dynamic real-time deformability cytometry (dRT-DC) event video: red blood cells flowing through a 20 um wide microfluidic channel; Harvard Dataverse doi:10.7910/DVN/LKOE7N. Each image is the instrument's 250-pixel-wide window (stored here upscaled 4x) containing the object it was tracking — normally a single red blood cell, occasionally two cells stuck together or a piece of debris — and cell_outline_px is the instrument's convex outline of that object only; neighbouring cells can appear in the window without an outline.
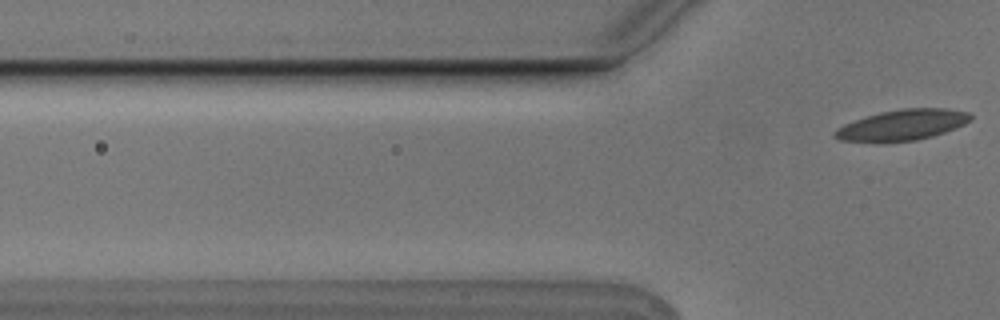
{"species": "Egyptian fruit bat (a non-hibernating species)", "species_latin": "Rousettus aegyptiacus", "temperature_condition": "cold", "stored_images_in_passage": 4, "segment_of_instrument_passage": [2, 2], "camera_frame_rate_fps": 3000, "um_per_image_px": 0.085, "animal": {"sex": "male"}, "frame": {"image": 1, "passage_image": 4, "time_ms": 1.0, "image_size_px": [1000, 320], "cell_outline_px": [[972, 120], [956, 128], [932, 136], [916, 140], [840, 140], [832, 136], [836, 128], [844, 124], [868, 116], [884, 112], [904, 108], [944, 108], [968, 112], [972, 116]], "centroid_in_image_um": [76.76, 10.59], "position_along_channel_um": 49.0, "area_um2": 23.47}}